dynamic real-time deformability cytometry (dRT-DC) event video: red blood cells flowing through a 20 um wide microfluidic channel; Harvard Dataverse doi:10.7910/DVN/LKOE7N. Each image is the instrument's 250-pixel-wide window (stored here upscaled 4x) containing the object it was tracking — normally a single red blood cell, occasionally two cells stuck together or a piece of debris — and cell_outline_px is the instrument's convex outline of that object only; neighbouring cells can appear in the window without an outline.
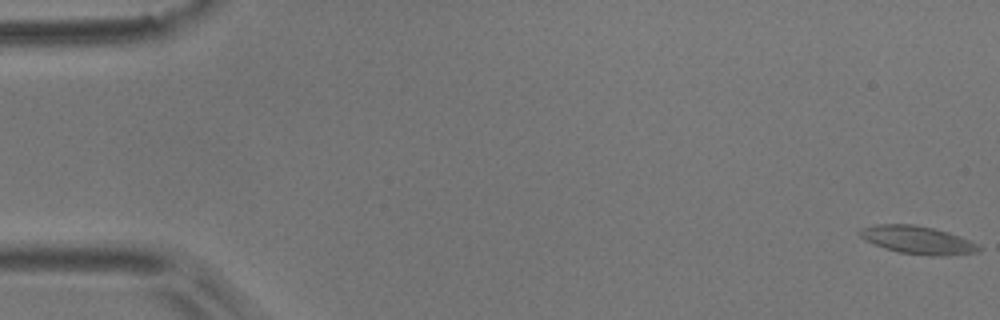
{"species": "common noctule bat (a hibernating species)", "species_latin": "Nyctalus noctula", "temperature_condition": "room temperature", "stored_images_in_passage": 55, "camera_frame_rate_fps": 3000, "um_per_image_px": 0.085, "animal": {"sex": "male", "body_mass_g": 17.9}, "frame": {"image": 1, "passage_image": 1, "time_ms": 0.0, "image_size_px": [1000, 320], "cell_outline_px": [[984, 248], [976, 252], [944, 256], [932, 256], [900, 252], [884, 248], [864, 240], [856, 232], [860, 228], [876, 224], [912, 224], [932, 228], [948, 232], [960, 236]], "centroid_in_image_um": [77.96, 20.39], "position_along_channel_um": 7.0, "area_um2": 19.36}}
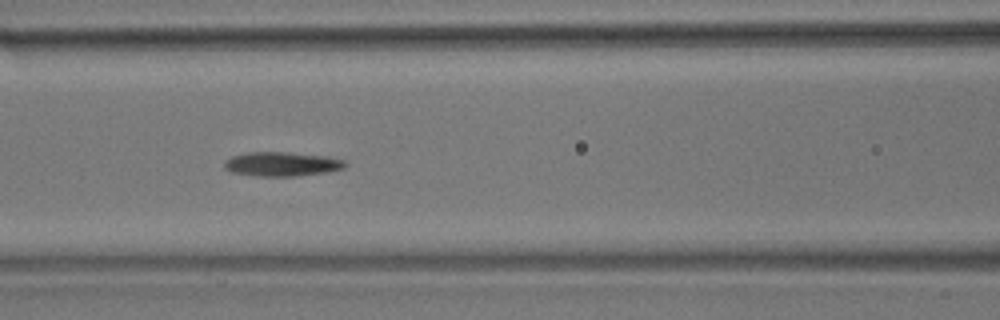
{"frame": {"image": 2, "passage_image": 24, "time_ms": 7.667, "image_size_px": [1000, 320], "cell_outline_px": [[348, 164], [344, 168], [328, 172], [296, 176], [256, 176], [232, 172], [224, 168], [224, 160], [232, 156], [248, 152], [284, 152], [328, 156], [344, 160]], "centroid_in_image_um": [23.97, 13.94], "position_along_channel_um": 142.6, "area_um2": 17.17}}
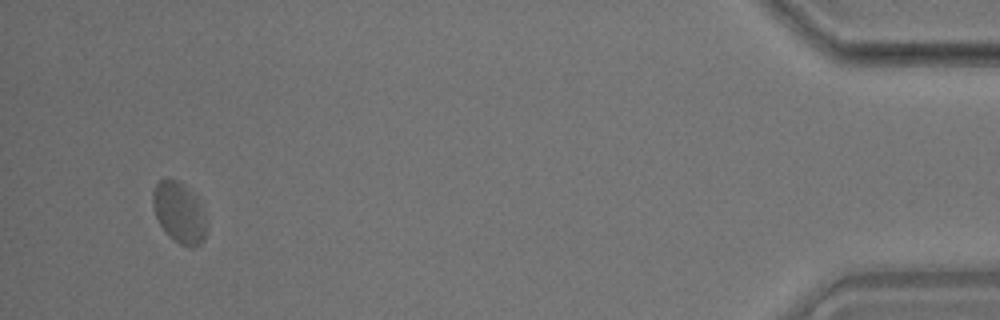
{"frame": {"image": 3, "passage_image": 53, "time_ms": 17.333, "image_size_px": [1000, 320], "cell_outline_px": [[208, 228], [204, 240], [200, 244], [192, 248], [180, 244], [160, 224], [156, 216], [152, 204], [152, 192], [156, 184], [164, 176], [168, 176], [184, 184], [196, 196], [208, 220]], "centroid_in_image_um": [15.27, 18.03], "position_along_channel_um": 419.9, "area_um2": 19.31}, "authors_computed_cell_mechanics": {"area_um2": 17.5712, "velocity_mm_per_s": 3.65, "shape_relaxation_time_tau1_ms": 3.9212, "shape_relaxation_time_tau2_ms": 1.3965, "deformation_change_tau1": 0.1226, "deformation_change_tau2": 0.0712}}